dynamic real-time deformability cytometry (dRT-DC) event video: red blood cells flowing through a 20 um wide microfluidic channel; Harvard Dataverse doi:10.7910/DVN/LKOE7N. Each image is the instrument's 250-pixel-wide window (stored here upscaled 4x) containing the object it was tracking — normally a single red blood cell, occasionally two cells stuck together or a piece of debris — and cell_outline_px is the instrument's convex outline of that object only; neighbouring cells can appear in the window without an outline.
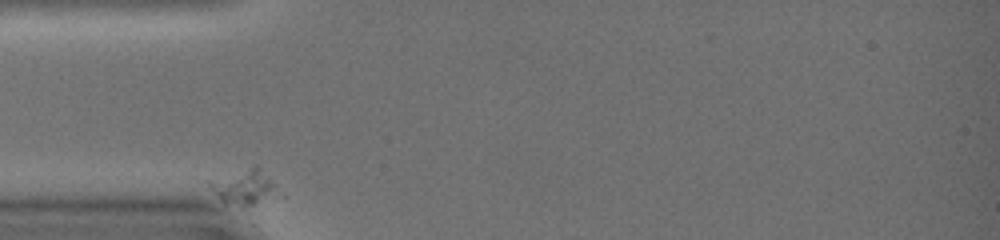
{"species": "common noctule bat (a hibernating species)", "species_latin": "Nyctalus noctula", "temperature_condition": "warm", "stored_images_in_passage": 1, "camera_frame_rate_fps": 3000, "um_per_image_px": 0.085, "animal": {"sex": "female", "body_mass_g": 19.0, "forearm_length_mm": 51.5}, "frame": {"image": 1, "passage_image": 1, "time_ms": 0.0, "image_size_px": [1000, 240], "cell_outline_px": [[284, 196], [244, 208], [240, 208], [224, 204], [212, 192], [208, 184], [208, 180], [256, 164], [260, 164], [280, 188]], "centroid_in_image_um": [20.86, 15.92], "position_along_channel_um": 64.1, "area_um2": 15.43}}